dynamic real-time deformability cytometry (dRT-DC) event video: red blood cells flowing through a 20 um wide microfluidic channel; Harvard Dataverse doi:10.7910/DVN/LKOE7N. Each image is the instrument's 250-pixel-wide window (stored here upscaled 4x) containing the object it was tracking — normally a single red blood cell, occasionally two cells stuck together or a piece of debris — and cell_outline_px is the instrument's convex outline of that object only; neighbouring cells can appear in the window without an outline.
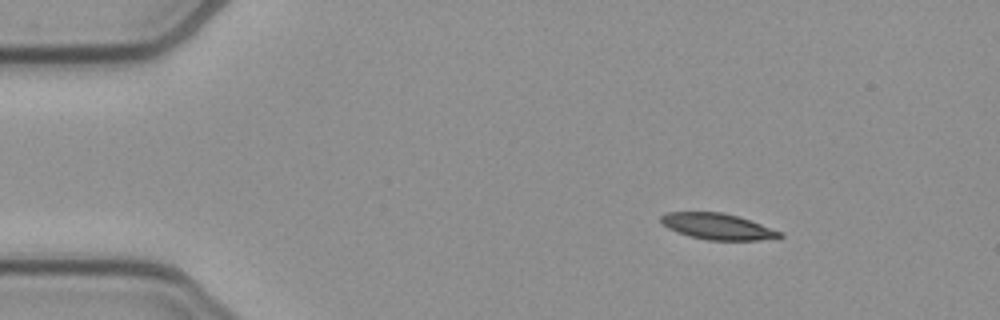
{"species": "common noctule bat (a hibernating species)", "species_latin": "Nyctalus noctula", "temperature_condition": "cold", "stored_images_in_passage": 46, "camera_frame_rate_fps": 3000, "um_per_image_px": 0.085, "animal": {"sex": "female", "body_mass_g": 21.9}, "frame": {"image": 1, "passage_image": 1, "time_ms": 0.0, "image_size_px": [1000, 320], "cell_outline_px": [[784, 236], [760, 240], [708, 240], [688, 236], [676, 232], [668, 228], [660, 220], [660, 216], [668, 212], [724, 212], [784, 232]], "centroid_in_image_um": [60.98, 19.25], "position_along_channel_um": 24.0, "area_um2": 17.98}}
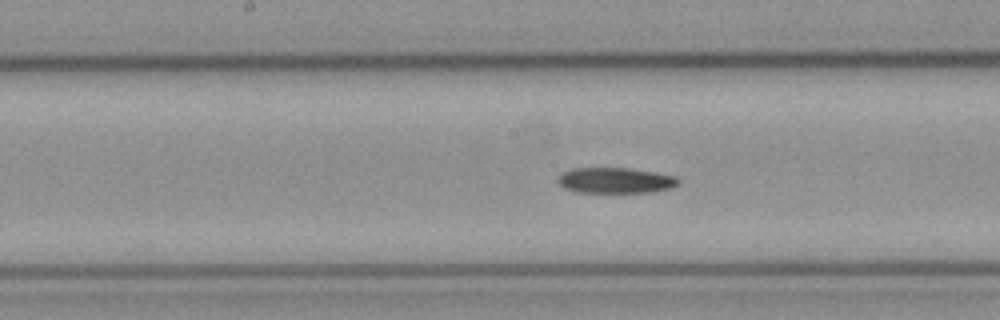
{"frame": {"image": 2, "passage_image": 20, "time_ms": 6.333, "image_size_px": [1000, 320], "cell_outline_px": [[680, 184], [672, 188], [652, 192], [576, 192], [564, 188], [556, 180], [564, 172], [572, 168], [628, 168], [656, 172], [676, 176], [680, 180]], "centroid_in_image_um": [52.36, 15.33], "position_along_channel_um": 195.8, "area_um2": 18.09}}
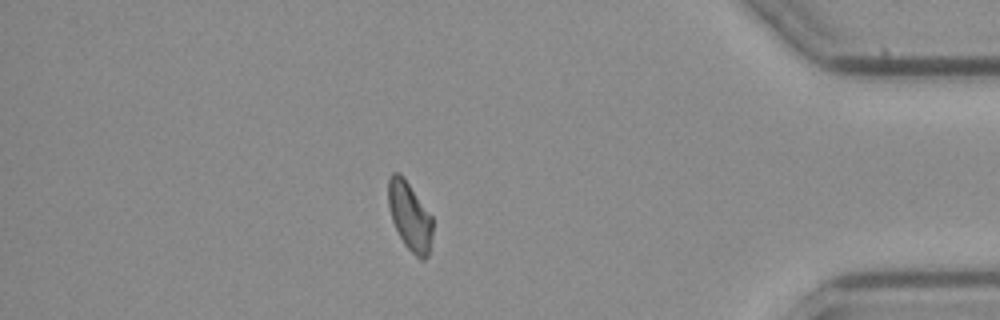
{"frame": {"image": 3, "passage_image": 39, "time_ms": 12.667, "image_size_px": [1000, 320], "cell_outline_px": [[432, 236], [428, 256], [424, 260], [420, 260], [404, 244], [392, 220], [388, 204], [388, 180], [392, 172], [400, 172], [404, 176], [432, 216]], "centroid_in_image_um": [34.83, 18.35], "position_along_channel_um": 400.4, "area_um2": 17.74}, "authors_computed_cell_mechanics": {"area_um2": 18.6405, "velocity_mm_per_s": 3.868, "shape_relaxation_time_tau1_ms": 7.0203, "shape_relaxation_time_tau2_ms": null, "deformation_change_tau1": 0.1439, "deformation_change_tau2": null}}